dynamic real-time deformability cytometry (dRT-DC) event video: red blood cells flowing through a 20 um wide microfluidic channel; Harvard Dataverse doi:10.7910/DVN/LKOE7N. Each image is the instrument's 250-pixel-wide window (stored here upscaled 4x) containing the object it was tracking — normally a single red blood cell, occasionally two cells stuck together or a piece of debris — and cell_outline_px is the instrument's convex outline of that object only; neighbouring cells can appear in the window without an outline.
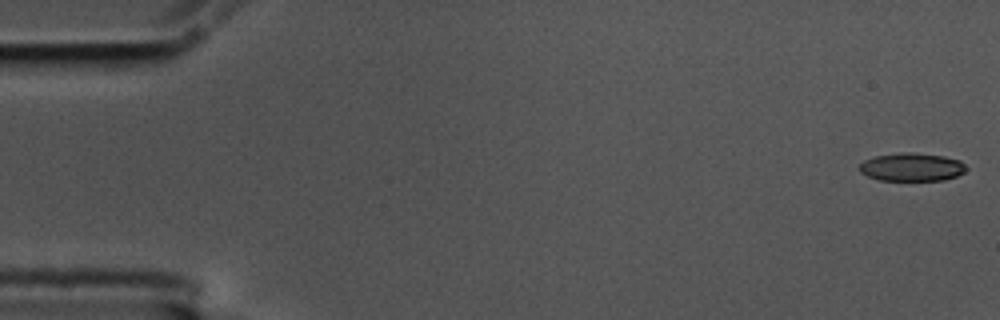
{"species": "common noctule bat (a hibernating species)", "species_latin": "Nyctalus noctula", "temperature_condition": "cold", "stored_images_in_passage": 5, "camera_frame_rate_fps": 3000, "um_per_image_px": 0.085, "animal": {"sex": "male", "body_mass_g": 17.5, "forearm_length_mm": 52.3}, "frame": {"image": 1, "passage_image": 1, "time_ms": 0.0, "image_size_px": [1000, 320], "cell_outline_px": [[968, 168], [964, 172], [956, 176], [944, 180], [880, 180], [868, 176], [860, 172], [860, 164], [864, 160], [876, 156], [900, 152], [912, 152], [944, 156], [960, 160]], "centroid_in_image_um": [77.52, 14.19], "position_along_channel_um": 7.5, "area_um2": 17.51}}
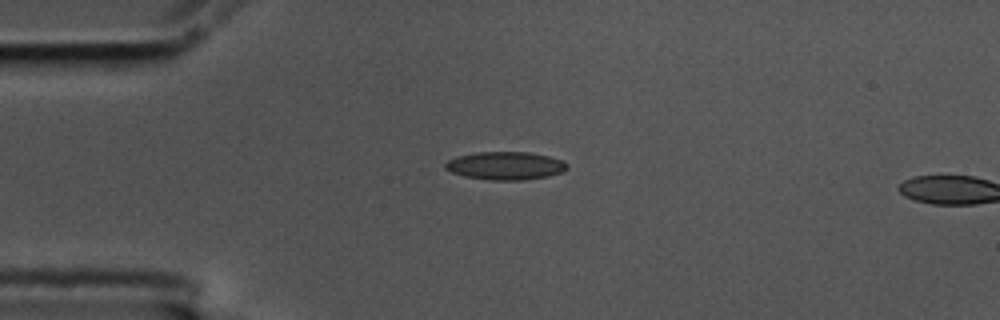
{"frame": {"image": 2, "passage_image": 4, "time_ms": 1.0, "image_size_px": [1000, 320], "cell_outline_px": [[568, 168], [564, 172], [548, 176], [524, 180], [492, 180], [464, 176], [452, 172], [444, 168], [444, 164], [448, 160], [456, 156], [476, 152], [528, 152], [548, 156], [564, 160], [568, 164]], "centroid_in_image_um": [42.98, 14.08], "position_along_channel_um": 42.0, "area_um2": 20.06}}